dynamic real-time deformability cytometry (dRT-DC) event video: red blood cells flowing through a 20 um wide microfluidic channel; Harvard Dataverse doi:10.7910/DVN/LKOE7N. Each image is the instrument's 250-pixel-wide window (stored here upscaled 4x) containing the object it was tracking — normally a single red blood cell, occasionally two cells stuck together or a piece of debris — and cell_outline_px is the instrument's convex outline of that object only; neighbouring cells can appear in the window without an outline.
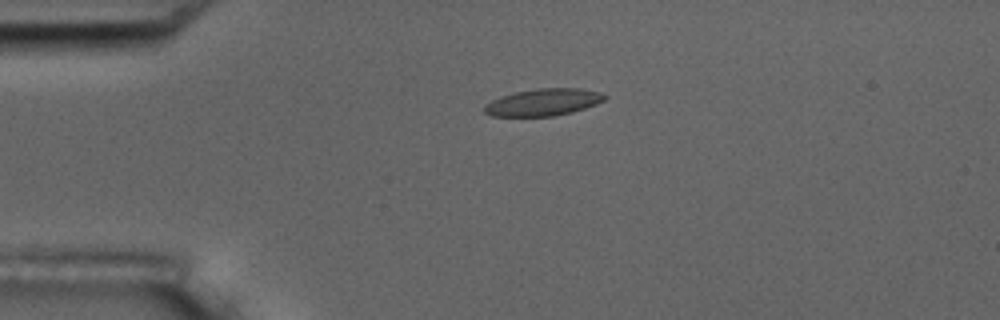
{"species": "common noctule bat (a hibernating species)", "species_latin": "Nyctalus noctula", "temperature_condition": "room temperature", "stored_images_in_passage": 4, "camera_frame_rate_fps": 3000, "um_per_image_px": 0.085, "animal": {"sex": "male", "body_mass_g": 17.5, "forearm_length_mm": 52.3}, "frame": {"image": 1, "passage_image": 3, "time_ms": 3.333, "image_size_px": [1000, 320], "cell_outline_px": [[608, 96], [604, 100], [596, 104], [572, 112], [552, 116], [492, 116], [484, 112], [484, 104], [500, 96], [516, 92], [536, 88], [580, 88], [600, 92]], "centroid_in_image_um": [46.17, 8.68], "position_along_channel_um": 38.8, "area_um2": 18.96}}